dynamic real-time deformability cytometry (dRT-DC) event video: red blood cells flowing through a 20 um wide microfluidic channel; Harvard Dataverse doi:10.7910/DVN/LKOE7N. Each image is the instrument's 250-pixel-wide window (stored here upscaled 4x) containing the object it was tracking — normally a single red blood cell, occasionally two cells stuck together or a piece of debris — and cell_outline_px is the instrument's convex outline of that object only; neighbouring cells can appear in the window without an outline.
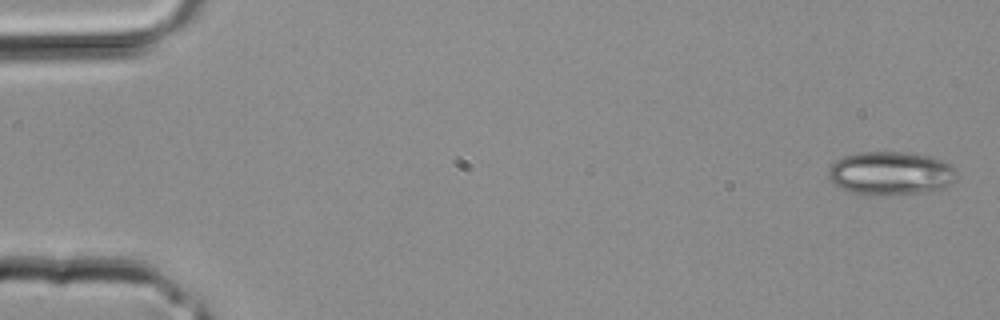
{"species": "common noctule bat (a hibernating species)", "species_latin": "Nyctalus noctula", "temperature_condition": "room temperature", "stored_images_in_passage": 34, "camera_frame_rate_fps": 3000, "um_per_image_px": 0.085, "animal": {"sex": "male", "body_mass_g": 20.4}, "frame": {"image": 1, "passage_image": 1, "time_ms": 0.0, "image_size_px": [1000, 320], "cell_outline_px": [[956, 180], [944, 188], [924, 192], [852, 192], [840, 188], [828, 176], [828, 168], [836, 160], [844, 156], [860, 152], [904, 152], [928, 156], [952, 164], [956, 172]], "centroid_in_image_um": [75.73, 14.68], "position_along_channel_um": 9.3, "area_um2": 31.5}}
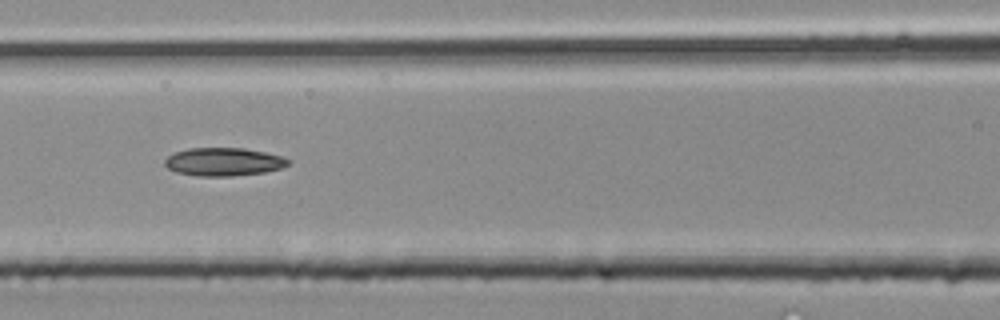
{"frame": {"image": 2, "passage_image": 15, "time_ms": 4.667, "image_size_px": [1000, 320], "cell_outline_px": [[292, 164], [280, 168], [264, 172], [232, 176], [196, 176], [176, 172], [168, 168], [164, 164], [164, 160], [172, 152], [188, 148], [244, 148], [264, 152], [280, 156], [292, 160]], "centroid_in_image_um": [18.99, 13.75], "position_along_channel_um": 147.6, "area_um2": 20.4}}
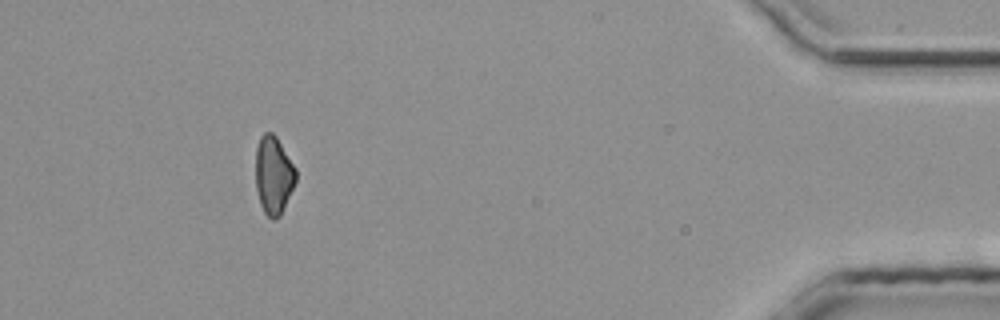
{"frame": {"image": 3, "passage_image": 31, "time_ms": 10.0, "image_size_px": [1000, 320], "cell_outline_px": [[296, 180], [280, 216], [276, 220], [272, 220], [264, 212], [260, 204], [256, 188], [256, 148], [260, 136], [264, 132], [272, 132], [276, 136], [296, 168]], "centroid_in_image_um": [23.24, 14.88], "position_along_channel_um": 412.0, "area_um2": 18.26}}